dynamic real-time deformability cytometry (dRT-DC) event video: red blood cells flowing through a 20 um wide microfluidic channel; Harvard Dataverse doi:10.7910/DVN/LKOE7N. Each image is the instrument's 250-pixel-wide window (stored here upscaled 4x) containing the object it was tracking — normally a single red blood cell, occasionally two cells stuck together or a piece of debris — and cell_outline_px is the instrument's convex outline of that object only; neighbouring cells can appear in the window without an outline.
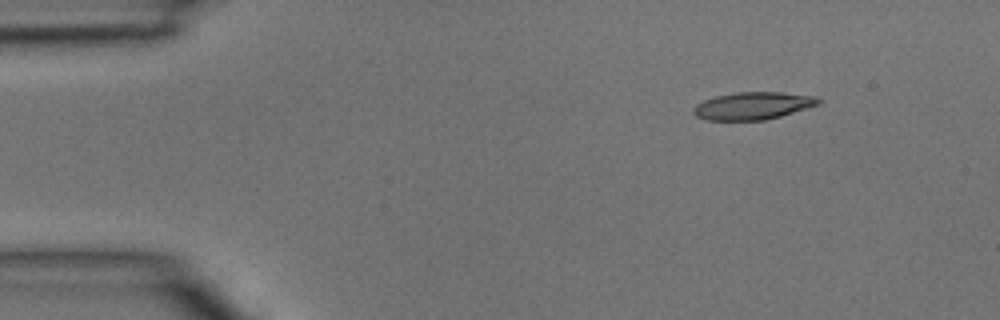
{"species": "common noctule bat (a hibernating species)", "species_latin": "Nyctalus noctula", "temperature_condition": "room temperature", "stored_images_in_passage": 2, "camera_frame_rate_fps": 3000, "um_per_image_px": 0.085, "animal": {"sex": "male", "body_mass_g": 15.6}, "frame": {"image": 1, "passage_image": 1, "time_ms": 0.0, "image_size_px": [1000, 320], "cell_outline_px": [[824, 100], [820, 104], [780, 116], [764, 120], [708, 120], [696, 116], [692, 112], [692, 108], [696, 104], [704, 100], [716, 96], [736, 92], [780, 92], [812, 96]], "centroid_in_image_um": [63.98, 8.99], "position_along_channel_um": 21.0, "area_um2": 19.94}}